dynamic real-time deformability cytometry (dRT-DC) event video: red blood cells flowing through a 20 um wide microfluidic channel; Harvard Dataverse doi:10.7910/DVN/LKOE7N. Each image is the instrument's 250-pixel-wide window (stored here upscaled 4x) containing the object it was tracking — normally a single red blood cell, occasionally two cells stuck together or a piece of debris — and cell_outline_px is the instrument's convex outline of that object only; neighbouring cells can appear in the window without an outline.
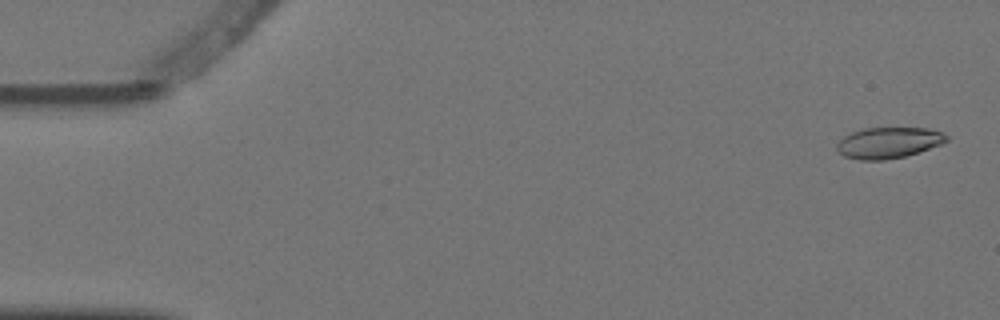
{"species": "Egyptian fruit bat (a non-hibernating species)", "species_latin": "Rousettus aegyptiacus", "temperature_condition": "warm", "stored_images_in_passage": 5, "segment_of_instrument_passage": [2, 2], "camera_frame_rate_fps": 3000, "um_per_image_px": 0.085, "animal": {"sex": "female"}, "frame": {"image": 1, "passage_image": 5, "time_ms": 1.333, "image_size_px": [1000, 320], "cell_outline_px": [[948, 140], [940, 144], [904, 156], [884, 160], [860, 160], [844, 156], [836, 148], [836, 144], [844, 136], [852, 132], [864, 128], [928, 128], [940, 132], [948, 136]], "centroid_in_image_um": [75.49, 12.12], "position_along_channel_um": 9.5, "area_um2": 19.54}}